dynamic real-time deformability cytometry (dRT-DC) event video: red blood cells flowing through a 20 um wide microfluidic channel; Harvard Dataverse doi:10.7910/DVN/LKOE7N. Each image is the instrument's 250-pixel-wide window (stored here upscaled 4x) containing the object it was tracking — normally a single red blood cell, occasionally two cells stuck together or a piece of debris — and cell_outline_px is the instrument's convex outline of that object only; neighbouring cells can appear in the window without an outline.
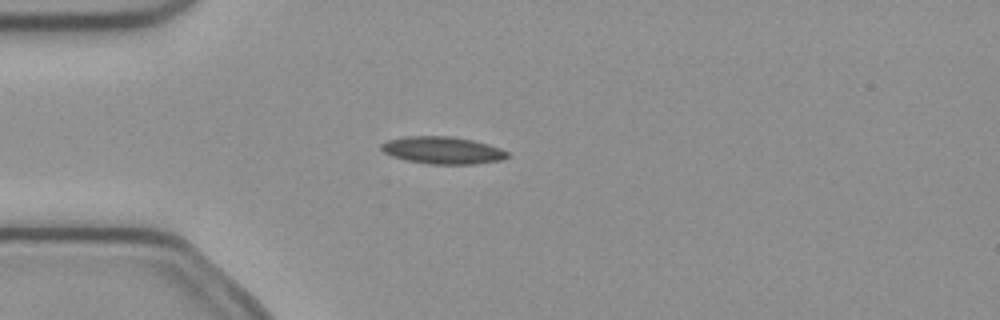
{"species": "common noctule bat (a hibernating species)", "species_latin": "Nyctalus noctula", "temperature_condition": "cold", "stored_images_in_passage": 4, "camera_frame_rate_fps": 3000, "um_per_image_px": 0.085, "animal": {"sex": "female", "body_mass_g": 21.9}, "frame": {"image": 1, "passage_image": 3, "time_ms": 0.667, "image_size_px": [1000, 320], "cell_outline_px": [[512, 156], [500, 160], [476, 164], [428, 164], [404, 160], [392, 156], [384, 152], [380, 148], [380, 144], [388, 140], [404, 136], [452, 136], [472, 140], [488, 144], [500, 148], [508, 152]], "centroid_in_image_um": [37.62, 12.77], "position_along_channel_um": 47.4, "area_um2": 20.23}}